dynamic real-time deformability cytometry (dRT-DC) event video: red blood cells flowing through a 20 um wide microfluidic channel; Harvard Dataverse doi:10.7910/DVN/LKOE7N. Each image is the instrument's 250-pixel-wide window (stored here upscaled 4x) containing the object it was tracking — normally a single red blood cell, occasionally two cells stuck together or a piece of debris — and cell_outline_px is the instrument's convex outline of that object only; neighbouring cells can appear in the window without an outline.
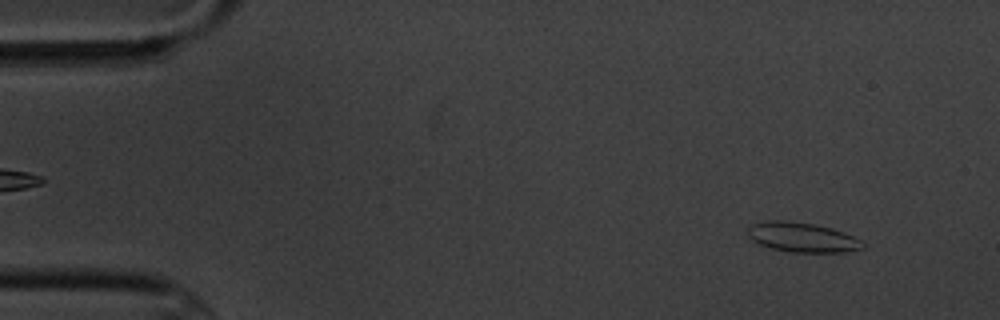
{"species": "common noctule bat (a hibernating species)", "species_latin": "Nyctalus noctula", "temperature_condition": "cold", "stored_images_in_passage": 6, "camera_frame_rate_fps": 3000, "um_per_image_px": 0.085, "animal": {"sex": "male", "body_mass_g": 20.1, "forearm_length_mm": 53.5}, "frame": {"image": 1, "passage_image": 1, "time_ms": 0.0, "image_size_px": [1000, 320], "cell_outline_px": [[864, 248], [844, 252], [792, 252], [772, 248], [760, 244], [752, 240], [748, 236], [748, 228], [752, 224], [768, 220], [784, 220], [816, 224], [832, 228], [844, 232], [860, 240], [864, 244]], "centroid_in_image_um": [68.18, 20.16], "position_along_channel_um": 16.8, "area_um2": 19.83}}
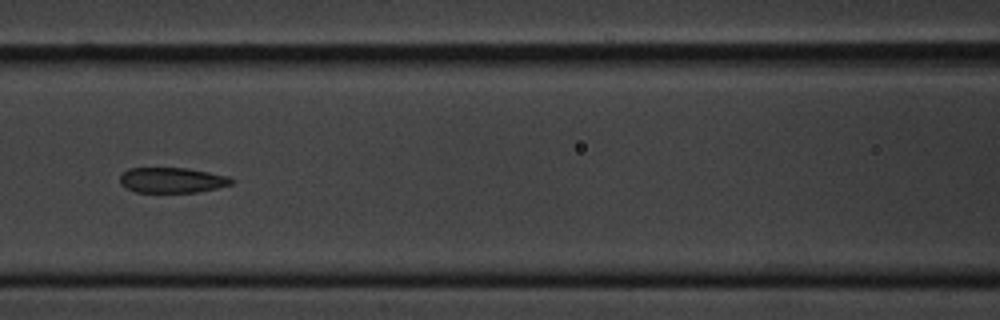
{"frame": {"image": 2, "passage_image": 6, "time_ms": 6.667, "image_size_px": [1000, 320], "cell_outline_px": [[236, 180], [232, 184], [216, 188], [196, 192], [136, 192], [124, 188], [120, 184], [120, 176], [128, 168], [188, 168], [228, 176]], "centroid_in_image_um": [14.61, 15.31], "position_along_channel_um": 152.0, "area_um2": 16.53}}